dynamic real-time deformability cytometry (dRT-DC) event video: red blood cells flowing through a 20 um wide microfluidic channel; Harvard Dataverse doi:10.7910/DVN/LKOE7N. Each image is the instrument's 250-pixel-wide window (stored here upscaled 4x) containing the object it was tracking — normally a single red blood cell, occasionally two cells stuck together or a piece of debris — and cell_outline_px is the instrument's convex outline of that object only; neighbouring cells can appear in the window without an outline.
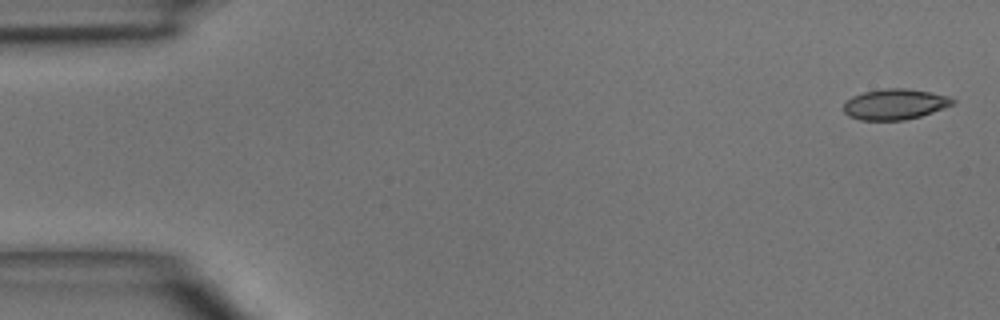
{"species": "common noctule bat (a hibernating species)", "species_latin": "Nyctalus noctula", "temperature_condition": "room temperature", "stored_images_in_passage": 4, "camera_frame_rate_fps": 3000, "um_per_image_px": 0.085, "animal": {"sex": "male", "body_mass_g": 15.6}, "frame": {"image": 1, "passage_image": 1, "time_ms": 0.0, "image_size_px": [1000, 320], "cell_outline_px": [[956, 104], [920, 116], [904, 120], [860, 120], [848, 116], [844, 112], [844, 104], [852, 96], [864, 92], [884, 88], [904, 88], [928, 92], [948, 96], [956, 100]], "centroid_in_image_um": [76.07, 8.86], "position_along_channel_um": 8.9, "area_um2": 19.42}}